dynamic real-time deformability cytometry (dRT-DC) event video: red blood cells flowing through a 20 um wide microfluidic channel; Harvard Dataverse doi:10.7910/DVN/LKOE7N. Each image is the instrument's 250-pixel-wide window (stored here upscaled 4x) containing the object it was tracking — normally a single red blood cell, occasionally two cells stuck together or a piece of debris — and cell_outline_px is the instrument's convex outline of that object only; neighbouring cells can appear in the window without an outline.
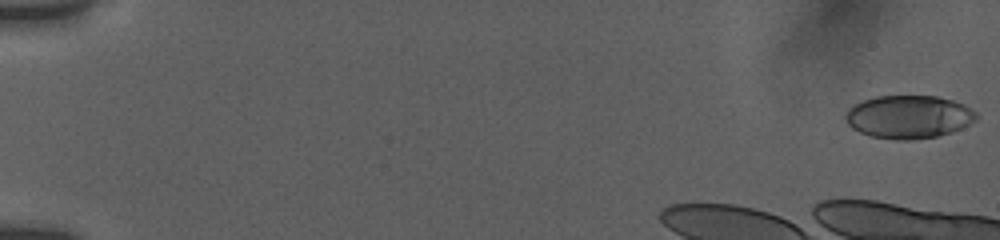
{"species": "human", "species_latin": "Homo sapiens", "temperature_condition": "room temperature", "stored_images_in_passage": 31, "camera_frame_rate_fps": 3000, "um_per_image_px": 0.085, "donor": {"sex": "female"}, "frame": {"image": 1, "passage_image": 1, "time_ms": 0.0, "image_size_px": [1000, 240], "cell_outline_px": [[976, 120], [952, 132], [936, 136], [912, 140], [896, 140], [872, 136], [860, 132], [852, 128], [848, 124], [844, 116], [856, 104], [864, 100], [876, 96], [936, 96], [952, 100], [964, 104], [976, 112]], "centroid_in_image_um": [77.25, 9.93], "position_along_channel_um": 7.7, "area_um2": 32.54}}
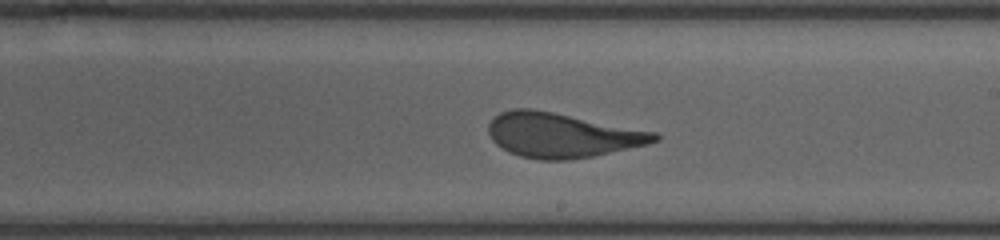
{"frame": {"image": 2, "passage_image": 19, "time_ms": 9.0, "image_size_px": [1000, 240], "cell_outline_px": [[660, 140], [648, 144], [592, 156], [568, 160], [540, 160], [520, 156], [508, 152], [496, 144], [492, 140], [488, 132], [488, 124], [500, 112], [512, 108], [528, 108], [552, 112], [656, 132], [660, 136]], "centroid_in_image_um": [47.74, 11.49], "position_along_channel_um": 241.3, "area_um2": 42.95}}
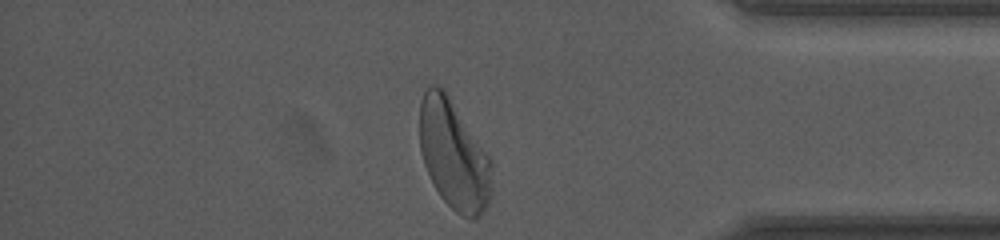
{"frame": {"image": 3, "passage_image": 30, "time_ms": 13.667, "image_size_px": [1000, 240], "cell_outline_px": [[492, 196], [488, 204], [480, 216], [472, 220], [460, 216], [440, 196], [432, 184], [424, 164], [420, 152], [420, 100], [428, 84], [440, 84], [444, 88], [492, 160]], "centroid_in_image_um": [38.57, 13.17], "position_along_channel_um": 396.6, "area_um2": 46.7}}